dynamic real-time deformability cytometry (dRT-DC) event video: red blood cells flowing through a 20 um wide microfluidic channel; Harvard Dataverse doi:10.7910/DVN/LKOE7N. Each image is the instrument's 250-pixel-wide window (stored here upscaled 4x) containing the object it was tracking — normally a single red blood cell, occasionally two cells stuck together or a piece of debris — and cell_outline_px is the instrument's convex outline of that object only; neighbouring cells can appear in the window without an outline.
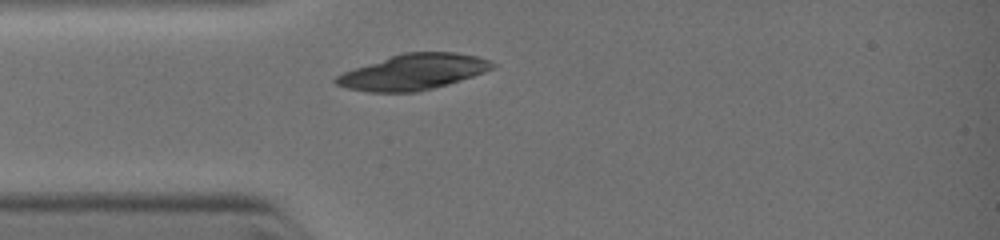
{"species": "common noctule bat (a hibernating species)", "species_latin": "Nyctalus noctula", "temperature_condition": "warm", "stored_images_in_passage": 6, "camera_frame_rate_fps": 3000, "um_per_image_px": 0.085, "animal": {"sex": "female", "body_mass_g": 19.0, "forearm_length_mm": 51.5}, "frame": {"image": 1, "passage_image": 1, "time_ms": 0.0, "image_size_px": [1000, 240], "cell_outline_px": [[496, 64], [492, 68], [484, 72], [448, 84], [416, 92], [368, 92], [348, 88], [336, 84], [332, 80], [336, 76], [344, 72], [404, 52], [456, 52], [476, 56], [488, 60]], "centroid_in_image_um": [35.13, 6.12], "position_along_channel_um": 49.9, "area_um2": 31.96}}
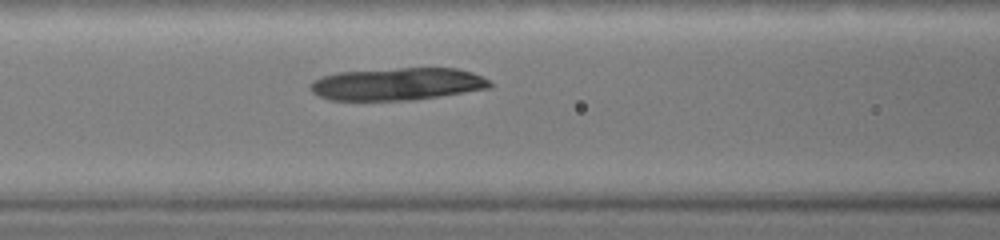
{"frame": {"image": 2, "passage_image": 6, "time_ms": 1.667, "image_size_px": [1000, 240], "cell_outline_px": [[492, 88], [412, 100], [328, 100], [312, 92], [308, 88], [308, 84], [312, 80], [336, 72], [400, 68], [456, 68], [472, 72], [484, 76], [492, 84]], "centroid_in_image_um": [33.76, 7.14], "position_along_channel_um": 132.8, "area_um2": 34.16}}